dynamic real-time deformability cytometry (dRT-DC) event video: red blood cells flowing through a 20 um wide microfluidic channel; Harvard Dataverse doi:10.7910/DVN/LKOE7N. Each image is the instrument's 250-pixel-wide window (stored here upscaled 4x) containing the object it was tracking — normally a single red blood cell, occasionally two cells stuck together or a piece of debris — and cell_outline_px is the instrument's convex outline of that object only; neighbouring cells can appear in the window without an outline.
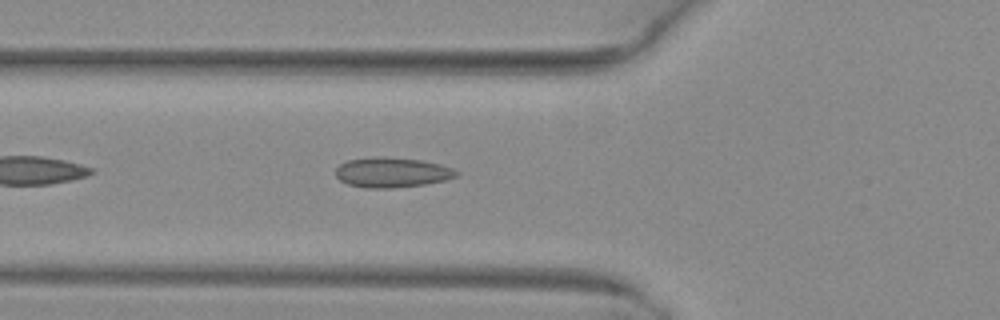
{"species": "common noctule bat (a hibernating species)", "species_latin": "Nyctalus noctula", "temperature_condition": "warm", "stored_images_in_passage": 35, "camera_frame_rate_fps": 3000, "um_per_image_px": 0.085, "animal": {"sex": "female", "body_mass_g": 29.2, "forearm_length_mm": 56.3}, "frame": {"image": 1, "passage_image": 5, "time_ms": 1.333, "image_size_px": [1000, 320], "cell_outline_px": [[460, 172], [456, 176], [444, 180], [424, 184], [392, 188], [368, 188], [348, 184], [340, 180], [336, 176], [336, 168], [340, 164], [348, 160], [420, 160], [440, 164], [452, 168]], "centroid_in_image_um": [33.35, 14.71], "position_along_channel_um": 92.5, "area_um2": 19.88}}
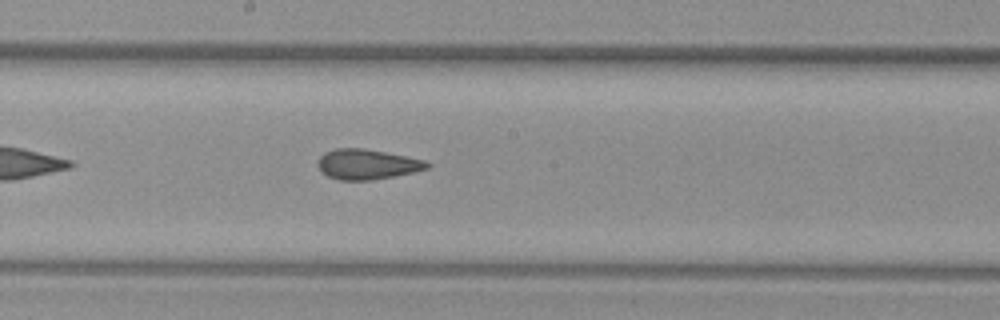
{"frame": {"image": 2, "passage_image": 14, "time_ms": 4.333, "image_size_px": [1000, 320], "cell_outline_px": [[432, 164], [428, 168], [412, 172], [372, 180], [340, 180], [328, 176], [320, 172], [316, 164], [320, 156], [324, 152], [336, 148], [360, 148], [384, 152], [424, 160]], "centroid_in_image_um": [31.14, 13.96], "position_along_channel_um": 217.1, "area_um2": 19.07}}
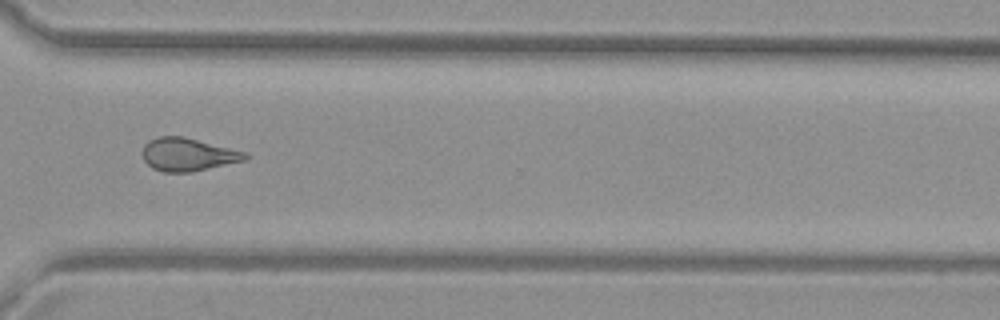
{"frame": {"image": 3, "passage_image": 24, "time_ms": 7.667, "image_size_px": [1000, 320], "cell_outline_px": [[248, 156], [244, 160], [192, 172], [164, 172], [152, 168], [144, 160], [140, 152], [144, 144], [148, 140], [160, 136], [184, 136], [248, 152]], "centroid_in_image_um": [15.94, 13.12], "position_along_channel_um": 354.7, "area_um2": 19.94}, "authors_computed_cell_mechanics": {"area_um2": 19.7676, "velocity_mm_per_s": 4.1313, "shape_relaxation_time_tau1_ms": null, "shape_relaxation_time_tau2_ms": 2.1143, "deformation_change_tau1": null, "deformation_change_tau2": 0.0827}}